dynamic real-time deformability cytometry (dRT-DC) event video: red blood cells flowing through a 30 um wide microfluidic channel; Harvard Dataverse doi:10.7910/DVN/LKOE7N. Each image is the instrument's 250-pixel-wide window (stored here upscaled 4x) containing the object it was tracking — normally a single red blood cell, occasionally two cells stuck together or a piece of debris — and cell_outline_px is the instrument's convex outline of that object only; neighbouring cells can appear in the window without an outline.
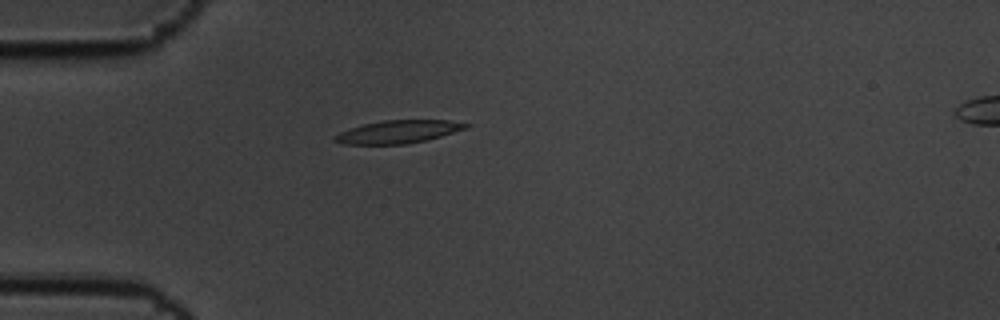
{"species": "common noctule bat (a hibernating species)", "species_latin": "Nyctalus noctula", "temperature_condition": "cold", "stored_images_in_passage": 43, "camera_frame_rate_fps": 3000, "um_per_image_px": 0.085, "animal": {"sex": "male", "body_mass_g": 19.5, "forearm_length_mm": 54.6}, "frame": {"image": 1, "passage_image": 1, "time_ms": 0.0, "image_size_px": [1000, 320], "cell_outline_px": [[472, 124], [468, 128], [428, 140], [408, 144], [344, 144], [332, 140], [332, 136], [340, 132], [364, 124], [384, 120], [448, 120]], "centroid_in_image_um": [33.88, 11.2], "position_along_channel_um": 51.1, "area_um2": 17.57}}
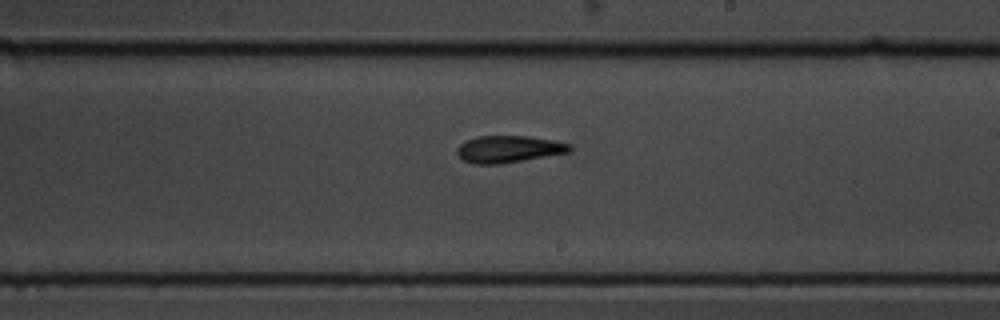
{"frame": {"image": 2, "passage_image": 19, "time_ms": 6.0, "image_size_px": [1000, 320], "cell_outline_px": [[572, 148], [568, 152], [524, 160], [500, 164], [472, 164], [464, 160], [456, 152], [456, 148], [460, 144], [476, 136], [528, 136], [556, 140], [572, 144]], "centroid_in_image_um": [43.24, 12.67], "position_along_channel_um": 245.8, "area_um2": 17.74}}
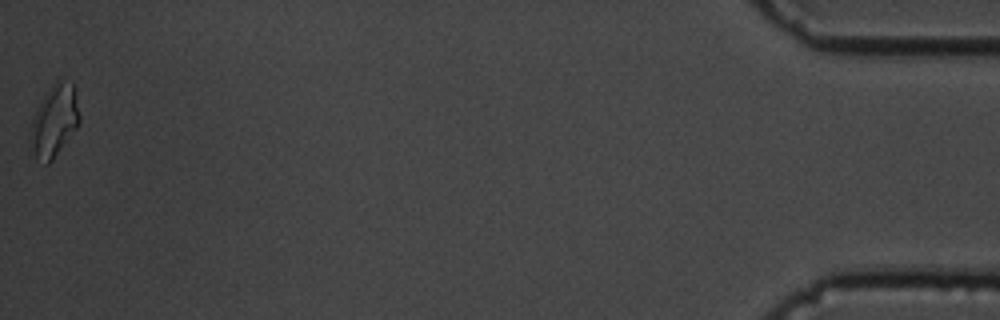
{"frame": {"image": 3, "passage_image": 43, "time_ms": 14.0, "image_size_px": [1000, 320], "cell_outline_px": [[80, 124], [52, 160], [48, 164], [44, 164], [36, 160], [32, 128], [32, 120], [44, 96], [52, 84], [56, 80], [72, 80], [76, 92], [80, 116]], "centroid_in_image_um": [4.7, 10.22], "position_along_channel_um": 430.5, "area_um2": 20.0}, "authors_computed_cell_mechanics": {"area_um2": 17.918, "velocity_mm_per_s": 3.456, "shape_relaxation_time_tau1_ms": 3.9469, "shape_relaxation_time_tau2_ms": 3.3977, "deformation_change_tau1": 0.1264, "deformation_change_tau2": 0.1132}}